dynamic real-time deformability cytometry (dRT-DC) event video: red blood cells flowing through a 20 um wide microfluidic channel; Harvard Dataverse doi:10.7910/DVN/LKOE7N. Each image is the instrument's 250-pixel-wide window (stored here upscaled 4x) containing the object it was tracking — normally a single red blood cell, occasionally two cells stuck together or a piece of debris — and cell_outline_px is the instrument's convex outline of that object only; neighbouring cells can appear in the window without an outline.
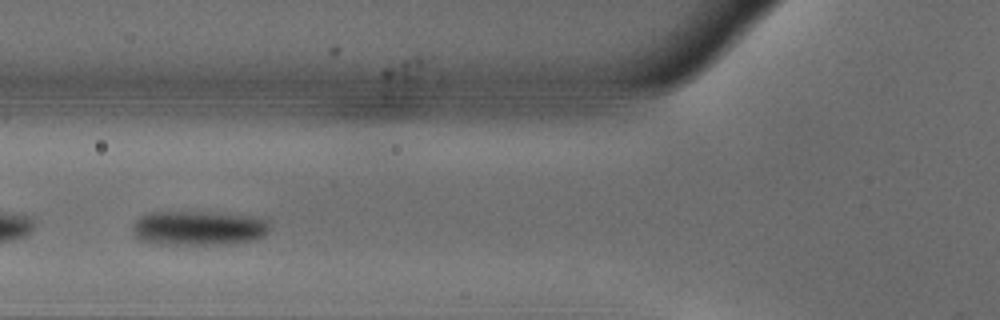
{"species": "common noctule bat (a hibernating species)", "species_latin": "Nyctalus noctula", "temperature_condition": "warm", "stored_images_in_passage": 38, "camera_frame_rate_fps": 3000, "um_per_image_px": 0.085, "animal": {"sex": "male", "body_mass_g": 18.8}, "frame": {"image": 1, "passage_image": 10, "time_ms": 3.0, "image_size_px": [1000, 320], "cell_outline_px": [[272, 228], [264, 236], [252, 240], [228, 244], [156, 244], [140, 240], [136, 236], [132, 228], [136, 220], [140, 216], [152, 212], [212, 212], [264, 216], [272, 224]], "centroid_in_image_um": [16.98, 19.37], "position_along_channel_um": 108.8, "area_um2": 28.15}}
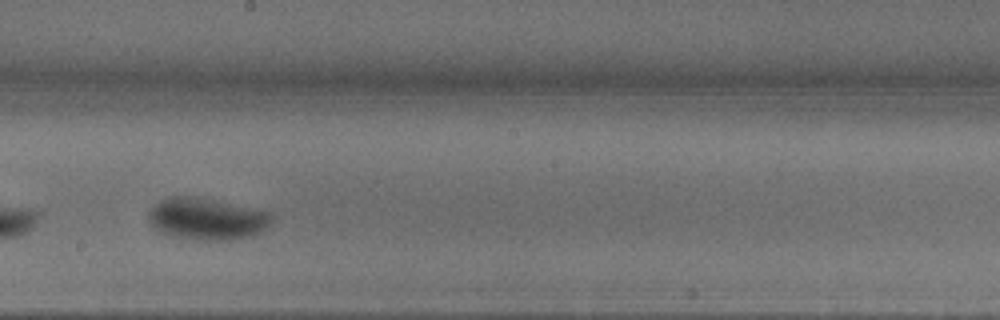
{"frame": {"image": 2, "passage_image": 20, "time_ms": 6.333, "image_size_px": [1000, 320], "cell_outline_px": [[272, 224], [260, 232], [252, 236], [232, 240], [192, 240], [164, 232], [156, 228], [152, 224], [152, 208], [156, 204], [172, 196], [188, 196], [216, 200], [272, 212]], "centroid_in_image_um": [17.71, 18.61], "position_along_channel_um": 230.5, "area_um2": 29.48}}
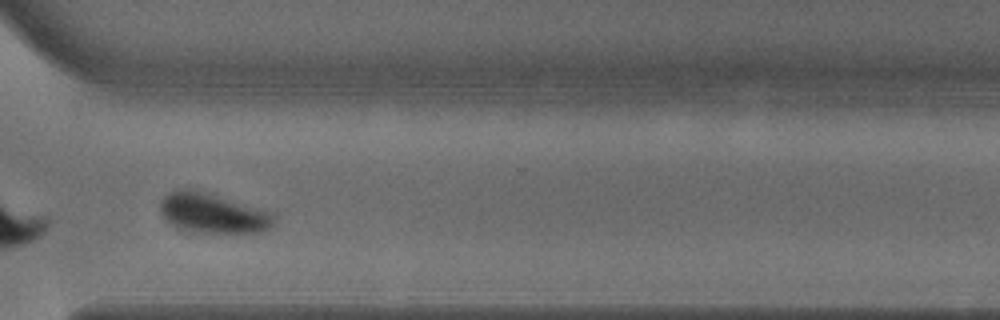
{"frame": {"image": 3, "passage_image": 30, "time_ms": 9.667, "image_size_px": [1000, 320], "cell_outline_px": [[276, 224], [272, 228], [260, 232], [192, 232], [180, 228], [172, 224], [160, 212], [160, 200], [168, 192], [180, 188], [192, 188], [276, 212]], "centroid_in_image_um": [18.15, 18.1], "position_along_channel_um": 352.4, "area_um2": 26.88}, "authors_computed_cell_mechanics": {"area_um2": 29.5936, "velocity_mm_per_s": 3.6577, "shape_relaxation_time_tau1_ms": 2.3459, "shape_relaxation_time_tau2_ms": null, "deformation_change_tau1": 0.1483, "deformation_change_tau2": null}}